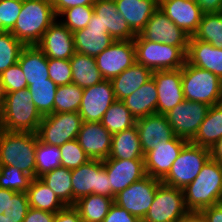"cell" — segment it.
Returning a JSON list of instances; mask_svg holds the SVG:
<instances>
[{"mask_svg":"<svg viewBox=\"0 0 222 222\" xmlns=\"http://www.w3.org/2000/svg\"><path fill=\"white\" fill-rule=\"evenodd\" d=\"M186 209L190 213L222 202V164L209 159L197 177L184 189Z\"/></svg>","mask_w":222,"mask_h":222,"instance_id":"6da1fadb","label":"cell"},{"mask_svg":"<svg viewBox=\"0 0 222 222\" xmlns=\"http://www.w3.org/2000/svg\"><path fill=\"white\" fill-rule=\"evenodd\" d=\"M57 19L51 0H23L18 19L10 32L25 46L37 45Z\"/></svg>","mask_w":222,"mask_h":222,"instance_id":"7a4b0ae2","label":"cell"},{"mask_svg":"<svg viewBox=\"0 0 222 222\" xmlns=\"http://www.w3.org/2000/svg\"><path fill=\"white\" fill-rule=\"evenodd\" d=\"M38 135L34 132L0 130V166H12L36 178L35 151Z\"/></svg>","mask_w":222,"mask_h":222,"instance_id":"3957f363","label":"cell"},{"mask_svg":"<svg viewBox=\"0 0 222 222\" xmlns=\"http://www.w3.org/2000/svg\"><path fill=\"white\" fill-rule=\"evenodd\" d=\"M42 118L28 88L6 93L0 112L1 130L37 133Z\"/></svg>","mask_w":222,"mask_h":222,"instance_id":"277c9868","label":"cell"},{"mask_svg":"<svg viewBox=\"0 0 222 222\" xmlns=\"http://www.w3.org/2000/svg\"><path fill=\"white\" fill-rule=\"evenodd\" d=\"M182 70L184 99L213 106L222 102V80L208 70L185 64Z\"/></svg>","mask_w":222,"mask_h":222,"instance_id":"5b68a950","label":"cell"},{"mask_svg":"<svg viewBox=\"0 0 222 222\" xmlns=\"http://www.w3.org/2000/svg\"><path fill=\"white\" fill-rule=\"evenodd\" d=\"M136 62L153 71L177 70L186 62L180 47L145 40L140 34L133 39Z\"/></svg>","mask_w":222,"mask_h":222,"instance_id":"8992f818","label":"cell"},{"mask_svg":"<svg viewBox=\"0 0 222 222\" xmlns=\"http://www.w3.org/2000/svg\"><path fill=\"white\" fill-rule=\"evenodd\" d=\"M210 158V149L188 142L161 182L183 190L197 177Z\"/></svg>","mask_w":222,"mask_h":222,"instance_id":"52a82bcc","label":"cell"},{"mask_svg":"<svg viewBox=\"0 0 222 222\" xmlns=\"http://www.w3.org/2000/svg\"><path fill=\"white\" fill-rule=\"evenodd\" d=\"M73 206L82 197L98 194L112 198V187L103 160H89L86 164L71 170Z\"/></svg>","mask_w":222,"mask_h":222,"instance_id":"ba28073f","label":"cell"},{"mask_svg":"<svg viewBox=\"0 0 222 222\" xmlns=\"http://www.w3.org/2000/svg\"><path fill=\"white\" fill-rule=\"evenodd\" d=\"M189 214L183 190L161 183L151 207L141 222H179Z\"/></svg>","mask_w":222,"mask_h":222,"instance_id":"9c48e42d","label":"cell"},{"mask_svg":"<svg viewBox=\"0 0 222 222\" xmlns=\"http://www.w3.org/2000/svg\"><path fill=\"white\" fill-rule=\"evenodd\" d=\"M82 123L79 112L52 113L43 116L37 135L45 144L62 146L77 138Z\"/></svg>","mask_w":222,"mask_h":222,"instance_id":"30bf717a","label":"cell"},{"mask_svg":"<svg viewBox=\"0 0 222 222\" xmlns=\"http://www.w3.org/2000/svg\"><path fill=\"white\" fill-rule=\"evenodd\" d=\"M210 106L184 100L165 114L175 136L191 142L197 134Z\"/></svg>","mask_w":222,"mask_h":222,"instance_id":"8fae6325","label":"cell"},{"mask_svg":"<svg viewBox=\"0 0 222 222\" xmlns=\"http://www.w3.org/2000/svg\"><path fill=\"white\" fill-rule=\"evenodd\" d=\"M161 183V180L147 175L120 191L115 196L114 203L142 221L151 207L156 190Z\"/></svg>","mask_w":222,"mask_h":222,"instance_id":"7c38bea8","label":"cell"},{"mask_svg":"<svg viewBox=\"0 0 222 222\" xmlns=\"http://www.w3.org/2000/svg\"><path fill=\"white\" fill-rule=\"evenodd\" d=\"M96 66L106 80L121 74L136 62L133 40H119L112 43L95 57Z\"/></svg>","mask_w":222,"mask_h":222,"instance_id":"4fadbf2b","label":"cell"},{"mask_svg":"<svg viewBox=\"0 0 222 222\" xmlns=\"http://www.w3.org/2000/svg\"><path fill=\"white\" fill-rule=\"evenodd\" d=\"M139 34L145 40L180 47L187 53L190 36L176 26L159 8L153 13Z\"/></svg>","mask_w":222,"mask_h":222,"instance_id":"5bb4252c","label":"cell"},{"mask_svg":"<svg viewBox=\"0 0 222 222\" xmlns=\"http://www.w3.org/2000/svg\"><path fill=\"white\" fill-rule=\"evenodd\" d=\"M116 101L111 80L83 89L79 115L84 122H101L110 105Z\"/></svg>","mask_w":222,"mask_h":222,"instance_id":"9a60e30c","label":"cell"},{"mask_svg":"<svg viewBox=\"0 0 222 222\" xmlns=\"http://www.w3.org/2000/svg\"><path fill=\"white\" fill-rule=\"evenodd\" d=\"M187 143L188 141L177 136L169 141L159 142L153 150L144 155L146 174L162 180Z\"/></svg>","mask_w":222,"mask_h":222,"instance_id":"2e32d148","label":"cell"},{"mask_svg":"<svg viewBox=\"0 0 222 222\" xmlns=\"http://www.w3.org/2000/svg\"><path fill=\"white\" fill-rule=\"evenodd\" d=\"M152 78L156 83L158 100L157 114L165 115L177 104L183 102L182 70L153 71Z\"/></svg>","mask_w":222,"mask_h":222,"instance_id":"e0dca14e","label":"cell"},{"mask_svg":"<svg viewBox=\"0 0 222 222\" xmlns=\"http://www.w3.org/2000/svg\"><path fill=\"white\" fill-rule=\"evenodd\" d=\"M103 166L112 187L113 199L120 191L147 176L144 159H105L103 160Z\"/></svg>","mask_w":222,"mask_h":222,"instance_id":"ac0fdd59","label":"cell"},{"mask_svg":"<svg viewBox=\"0 0 222 222\" xmlns=\"http://www.w3.org/2000/svg\"><path fill=\"white\" fill-rule=\"evenodd\" d=\"M159 9L188 36L197 32L203 12L195 0H160Z\"/></svg>","mask_w":222,"mask_h":222,"instance_id":"d6986e66","label":"cell"},{"mask_svg":"<svg viewBox=\"0 0 222 222\" xmlns=\"http://www.w3.org/2000/svg\"><path fill=\"white\" fill-rule=\"evenodd\" d=\"M75 50L77 53L96 57L108 48L115 40L104 30L98 16L93 13L88 25L73 32Z\"/></svg>","mask_w":222,"mask_h":222,"instance_id":"ffe728a7","label":"cell"},{"mask_svg":"<svg viewBox=\"0 0 222 222\" xmlns=\"http://www.w3.org/2000/svg\"><path fill=\"white\" fill-rule=\"evenodd\" d=\"M76 140L90 160H105L111 151L112 134L101 122H84Z\"/></svg>","mask_w":222,"mask_h":222,"instance_id":"44dd1931","label":"cell"},{"mask_svg":"<svg viewBox=\"0 0 222 222\" xmlns=\"http://www.w3.org/2000/svg\"><path fill=\"white\" fill-rule=\"evenodd\" d=\"M36 46L47 58L70 59L76 52L73 32L58 19L44 32Z\"/></svg>","mask_w":222,"mask_h":222,"instance_id":"7402d4cb","label":"cell"},{"mask_svg":"<svg viewBox=\"0 0 222 222\" xmlns=\"http://www.w3.org/2000/svg\"><path fill=\"white\" fill-rule=\"evenodd\" d=\"M136 127L144 155L153 150L159 142L175 137L173 129L163 114H151L136 119Z\"/></svg>","mask_w":222,"mask_h":222,"instance_id":"603a6c76","label":"cell"},{"mask_svg":"<svg viewBox=\"0 0 222 222\" xmlns=\"http://www.w3.org/2000/svg\"><path fill=\"white\" fill-rule=\"evenodd\" d=\"M93 9L104 30L115 41L133 40L137 36L124 20V16L118 12L115 0H96Z\"/></svg>","mask_w":222,"mask_h":222,"instance_id":"cb8c5ba5","label":"cell"},{"mask_svg":"<svg viewBox=\"0 0 222 222\" xmlns=\"http://www.w3.org/2000/svg\"><path fill=\"white\" fill-rule=\"evenodd\" d=\"M186 62L215 74L222 80V49L208 42L189 38Z\"/></svg>","mask_w":222,"mask_h":222,"instance_id":"d4e9b609","label":"cell"},{"mask_svg":"<svg viewBox=\"0 0 222 222\" xmlns=\"http://www.w3.org/2000/svg\"><path fill=\"white\" fill-rule=\"evenodd\" d=\"M160 0H115L117 10L124 16L129 27L139 34L159 8Z\"/></svg>","mask_w":222,"mask_h":222,"instance_id":"484cf974","label":"cell"},{"mask_svg":"<svg viewBox=\"0 0 222 222\" xmlns=\"http://www.w3.org/2000/svg\"><path fill=\"white\" fill-rule=\"evenodd\" d=\"M152 78V71L135 62L131 67L111 79L116 100H123Z\"/></svg>","mask_w":222,"mask_h":222,"instance_id":"4316f807","label":"cell"},{"mask_svg":"<svg viewBox=\"0 0 222 222\" xmlns=\"http://www.w3.org/2000/svg\"><path fill=\"white\" fill-rule=\"evenodd\" d=\"M157 100L156 83L151 78L122 101L135 119H139L157 113Z\"/></svg>","mask_w":222,"mask_h":222,"instance_id":"83f0119b","label":"cell"},{"mask_svg":"<svg viewBox=\"0 0 222 222\" xmlns=\"http://www.w3.org/2000/svg\"><path fill=\"white\" fill-rule=\"evenodd\" d=\"M18 63L27 80L28 86L33 82L49 79L48 58L36 46H25L19 56Z\"/></svg>","mask_w":222,"mask_h":222,"instance_id":"f1b7e54d","label":"cell"},{"mask_svg":"<svg viewBox=\"0 0 222 222\" xmlns=\"http://www.w3.org/2000/svg\"><path fill=\"white\" fill-rule=\"evenodd\" d=\"M107 159H144L136 125L112 135L111 151Z\"/></svg>","mask_w":222,"mask_h":222,"instance_id":"f546056e","label":"cell"},{"mask_svg":"<svg viewBox=\"0 0 222 222\" xmlns=\"http://www.w3.org/2000/svg\"><path fill=\"white\" fill-rule=\"evenodd\" d=\"M222 137V102L210 106L191 143L211 149Z\"/></svg>","mask_w":222,"mask_h":222,"instance_id":"4dcf8cb0","label":"cell"},{"mask_svg":"<svg viewBox=\"0 0 222 222\" xmlns=\"http://www.w3.org/2000/svg\"><path fill=\"white\" fill-rule=\"evenodd\" d=\"M72 83L81 88H87L104 80L96 66L95 57L75 52L70 58Z\"/></svg>","mask_w":222,"mask_h":222,"instance_id":"1f68e13d","label":"cell"},{"mask_svg":"<svg viewBox=\"0 0 222 222\" xmlns=\"http://www.w3.org/2000/svg\"><path fill=\"white\" fill-rule=\"evenodd\" d=\"M29 207L56 213L66 205L40 178H33L26 191Z\"/></svg>","mask_w":222,"mask_h":222,"instance_id":"d6a6232c","label":"cell"},{"mask_svg":"<svg viewBox=\"0 0 222 222\" xmlns=\"http://www.w3.org/2000/svg\"><path fill=\"white\" fill-rule=\"evenodd\" d=\"M39 178L66 206H73L72 173L70 169L61 166Z\"/></svg>","mask_w":222,"mask_h":222,"instance_id":"836d02e7","label":"cell"},{"mask_svg":"<svg viewBox=\"0 0 222 222\" xmlns=\"http://www.w3.org/2000/svg\"><path fill=\"white\" fill-rule=\"evenodd\" d=\"M114 199L108 196L89 194L80 198L74 205L80 217L91 222H102L109 212Z\"/></svg>","mask_w":222,"mask_h":222,"instance_id":"e575fe53","label":"cell"},{"mask_svg":"<svg viewBox=\"0 0 222 222\" xmlns=\"http://www.w3.org/2000/svg\"><path fill=\"white\" fill-rule=\"evenodd\" d=\"M101 124L114 135L135 126L136 119L127 109L123 101L116 100L103 115Z\"/></svg>","mask_w":222,"mask_h":222,"instance_id":"d590c367","label":"cell"},{"mask_svg":"<svg viewBox=\"0 0 222 222\" xmlns=\"http://www.w3.org/2000/svg\"><path fill=\"white\" fill-rule=\"evenodd\" d=\"M193 37L222 49V11L203 13L198 30Z\"/></svg>","mask_w":222,"mask_h":222,"instance_id":"8d00e7d4","label":"cell"},{"mask_svg":"<svg viewBox=\"0 0 222 222\" xmlns=\"http://www.w3.org/2000/svg\"><path fill=\"white\" fill-rule=\"evenodd\" d=\"M33 103L42 116L54 113V100L57 85L49 78L46 81L33 82L28 86Z\"/></svg>","mask_w":222,"mask_h":222,"instance_id":"74e56055","label":"cell"},{"mask_svg":"<svg viewBox=\"0 0 222 222\" xmlns=\"http://www.w3.org/2000/svg\"><path fill=\"white\" fill-rule=\"evenodd\" d=\"M83 88L75 83L57 86L54 100V113L79 112Z\"/></svg>","mask_w":222,"mask_h":222,"instance_id":"f35d334b","label":"cell"},{"mask_svg":"<svg viewBox=\"0 0 222 222\" xmlns=\"http://www.w3.org/2000/svg\"><path fill=\"white\" fill-rule=\"evenodd\" d=\"M35 158L36 178L61 167V152L59 146L45 144L39 139L36 145Z\"/></svg>","mask_w":222,"mask_h":222,"instance_id":"ab89813d","label":"cell"},{"mask_svg":"<svg viewBox=\"0 0 222 222\" xmlns=\"http://www.w3.org/2000/svg\"><path fill=\"white\" fill-rule=\"evenodd\" d=\"M24 47L25 45L17 40L11 32L0 31V74L18 63L20 53Z\"/></svg>","mask_w":222,"mask_h":222,"instance_id":"60d3db41","label":"cell"},{"mask_svg":"<svg viewBox=\"0 0 222 222\" xmlns=\"http://www.w3.org/2000/svg\"><path fill=\"white\" fill-rule=\"evenodd\" d=\"M33 178L12 166H0V188L26 192Z\"/></svg>","mask_w":222,"mask_h":222,"instance_id":"b9f144b4","label":"cell"},{"mask_svg":"<svg viewBox=\"0 0 222 222\" xmlns=\"http://www.w3.org/2000/svg\"><path fill=\"white\" fill-rule=\"evenodd\" d=\"M94 13L93 5H78L72 8H67L62 11L58 17L65 16L64 20H59L70 31L75 32L77 30L84 29Z\"/></svg>","mask_w":222,"mask_h":222,"instance_id":"7bdbcfd3","label":"cell"},{"mask_svg":"<svg viewBox=\"0 0 222 222\" xmlns=\"http://www.w3.org/2000/svg\"><path fill=\"white\" fill-rule=\"evenodd\" d=\"M61 152V166L73 170L86 164L90 158L76 139L59 146Z\"/></svg>","mask_w":222,"mask_h":222,"instance_id":"ee69618b","label":"cell"},{"mask_svg":"<svg viewBox=\"0 0 222 222\" xmlns=\"http://www.w3.org/2000/svg\"><path fill=\"white\" fill-rule=\"evenodd\" d=\"M49 78L57 85L72 83V69L70 59L48 58Z\"/></svg>","mask_w":222,"mask_h":222,"instance_id":"f6af8a7d","label":"cell"},{"mask_svg":"<svg viewBox=\"0 0 222 222\" xmlns=\"http://www.w3.org/2000/svg\"><path fill=\"white\" fill-rule=\"evenodd\" d=\"M23 0H0V31L10 32L18 19Z\"/></svg>","mask_w":222,"mask_h":222,"instance_id":"bcb514c9","label":"cell"},{"mask_svg":"<svg viewBox=\"0 0 222 222\" xmlns=\"http://www.w3.org/2000/svg\"><path fill=\"white\" fill-rule=\"evenodd\" d=\"M6 93L28 88V83L19 63L10 66L0 74Z\"/></svg>","mask_w":222,"mask_h":222,"instance_id":"7dc6e473","label":"cell"},{"mask_svg":"<svg viewBox=\"0 0 222 222\" xmlns=\"http://www.w3.org/2000/svg\"><path fill=\"white\" fill-rule=\"evenodd\" d=\"M29 208L26 192H17L9 198L8 210L4 214L10 222H23Z\"/></svg>","mask_w":222,"mask_h":222,"instance_id":"c3c4849f","label":"cell"},{"mask_svg":"<svg viewBox=\"0 0 222 222\" xmlns=\"http://www.w3.org/2000/svg\"><path fill=\"white\" fill-rule=\"evenodd\" d=\"M102 222H141V220L116 203H113Z\"/></svg>","mask_w":222,"mask_h":222,"instance_id":"681fc988","label":"cell"},{"mask_svg":"<svg viewBox=\"0 0 222 222\" xmlns=\"http://www.w3.org/2000/svg\"><path fill=\"white\" fill-rule=\"evenodd\" d=\"M52 6L56 16L66 10L67 8H72L78 5H93L96 0H52Z\"/></svg>","mask_w":222,"mask_h":222,"instance_id":"f907efd6","label":"cell"},{"mask_svg":"<svg viewBox=\"0 0 222 222\" xmlns=\"http://www.w3.org/2000/svg\"><path fill=\"white\" fill-rule=\"evenodd\" d=\"M55 213L30 207L23 222H53Z\"/></svg>","mask_w":222,"mask_h":222,"instance_id":"816d5d0a","label":"cell"},{"mask_svg":"<svg viewBox=\"0 0 222 222\" xmlns=\"http://www.w3.org/2000/svg\"><path fill=\"white\" fill-rule=\"evenodd\" d=\"M80 218L79 211L74 206H66L55 213L53 222H79Z\"/></svg>","mask_w":222,"mask_h":222,"instance_id":"f5cc1de1","label":"cell"},{"mask_svg":"<svg viewBox=\"0 0 222 222\" xmlns=\"http://www.w3.org/2000/svg\"><path fill=\"white\" fill-rule=\"evenodd\" d=\"M206 222H222V202L199 212Z\"/></svg>","mask_w":222,"mask_h":222,"instance_id":"db71d44e","label":"cell"},{"mask_svg":"<svg viewBox=\"0 0 222 222\" xmlns=\"http://www.w3.org/2000/svg\"><path fill=\"white\" fill-rule=\"evenodd\" d=\"M203 13L221 12L222 0H195Z\"/></svg>","mask_w":222,"mask_h":222,"instance_id":"11a10c76","label":"cell"},{"mask_svg":"<svg viewBox=\"0 0 222 222\" xmlns=\"http://www.w3.org/2000/svg\"><path fill=\"white\" fill-rule=\"evenodd\" d=\"M16 193L11 189L0 188V214L8 210L9 198H12Z\"/></svg>","mask_w":222,"mask_h":222,"instance_id":"9f6ffc18","label":"cell"},{"mask_svg":"<svg viewBox=\"0 0 222 222\" xmlns=\"http://www.w3.org/2000/svg\"><path fill=\"white\" fill-rule=\"evenodd\" d=\"M211 159L222 164V137L210 149Z\"/></svg>","mask_w":222,"mask_h":222,"instance_id":"6f0895ef","label":"cell"},{"mask_svg":"<svg viewBox=\"0 0 222 222\" xmlns=\"http://www.w3.org/2000/svg\"><path fill=\"white\" fill-rule=\"evenodd\" d=\"M5 97H6V91L4 89V85L2 84L1 78H0V112L4 106Z\"/></svg>","mask_w":222,"mask_h":222,"instance_id":"680465c9","label":"cell"},{"mask_svg":"<svg viewBox=\"0 0 222 222\" xmlns=\"http://www.w3.org/2000/svg\"><path fill=\"white\" fill-rule=\"evenodd\" d=\"M188 218H189L192 222H206L199 213H190V214L188 215Z\"/></svg>","mask_w":222,"mask_h":222,"instance_id":"91938a15","label":"cell"},{"mask_svg":"<svg viewBox=\"0 0 222 222\" xmlns=\"http://www.w3.org/2000/svg\"><path fill=\"white\" fill-rule=\"evenodd\" d=\"M0 222H10L4 213L0 214Z\"/></svg>","mask_w":222,"mask_h":222,"instance_id":"94428289","label":"cell"},{"mask_svg":"<svg viewBox=\"0 0 222 222\" xmlns=\"http://www.w3.org/2000/svg\"><path fill=\"white\" fill-rule=\"evenodd\" d=\"M179 222H192V221L187 217V218H185V219H183V220H181Z\"/></svg>","mask_w":222,"mask_h":222,"instance_id":"6125c7cd","label":"cell"},{"mask_svg":"<svg viewBox=\"0 0 222 222\" xmlns=\"http://www.w3.org/2000/svg\"><path fill=\"white\" fill-rule=\"evenodd\" d=\"M79 222H91V221L85 220V219H83V218H80V221H79Z\"/></svg>","mask_w":222,"mask_h":222,"instance_id":"be15d7a7","label":"cell"}]
</instances>
